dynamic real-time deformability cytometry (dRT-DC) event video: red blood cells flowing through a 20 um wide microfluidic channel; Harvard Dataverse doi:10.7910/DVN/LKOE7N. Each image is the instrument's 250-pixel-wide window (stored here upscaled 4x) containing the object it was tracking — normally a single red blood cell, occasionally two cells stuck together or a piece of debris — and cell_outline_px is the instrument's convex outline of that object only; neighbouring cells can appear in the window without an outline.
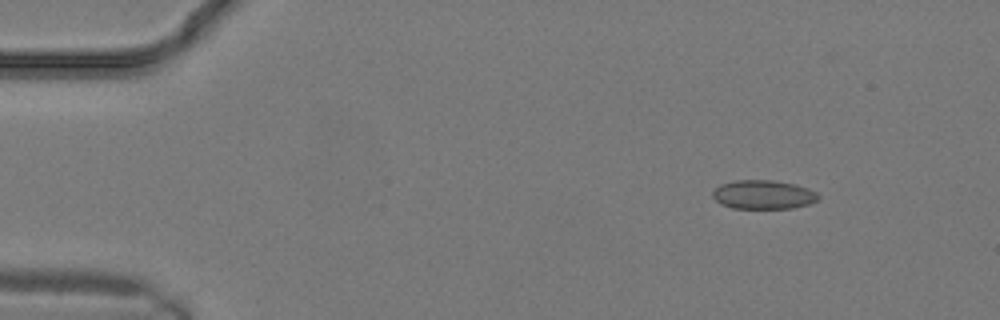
{"species": "common noctule bat (a hibernating species)", "species_latin": "Nyctalus noctula", "temperature_condition": "warm", "stored_images_in_passage": 9, "camera_frame_rate_fps": 3000, "um_per_image_px": 0.085, "animal": {"sex": "male", "body_mass_g": 19.2, "forearm_length_mm": 51.8}, "frame": {"image": 1, "passage_image": 1, "time_ms": 0.0, "image_size_px": [1000, 320], "cell_outline_px": [[820, 196], [812, 204], [792, 208], [732, 208], [720, 204], [712, 196], [712, 192], [720, 184], [736, 180], [772, 180], [796, 184], [808, 188], [816, 192]], "centroid_in_image_um": [64.89, 16.54], "position_along_channel_um": 20.1, "area_um2": 17.92}}
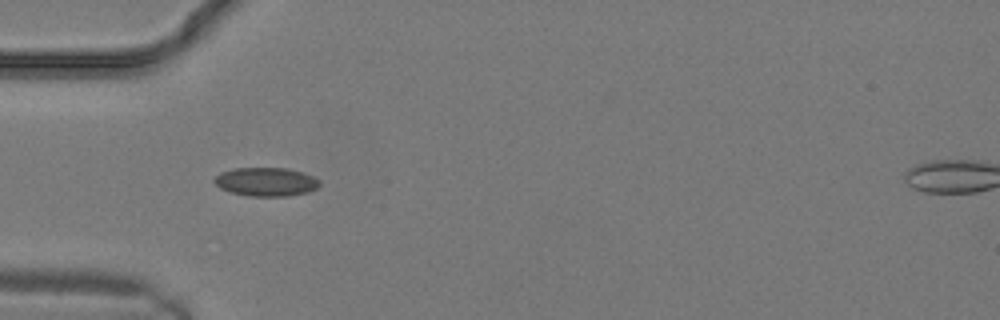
{"frame": {"image": 2, "passage_image": 6, "time_ms": 1.667, "image_size_px": [1000, 320], "cell_outline_px": [[320, 184], [316, 188], [308, 192], [288, 196], [248, 196], [232, 192], [220, 188], [212, 180], [220, 172], [236, 168], [288, 168], [312, 176], [320, 180]], "centroid_in_image_um": [22.6, 15.45], "position_along_channel_um": 62.4, "area_um2": 17.51}}
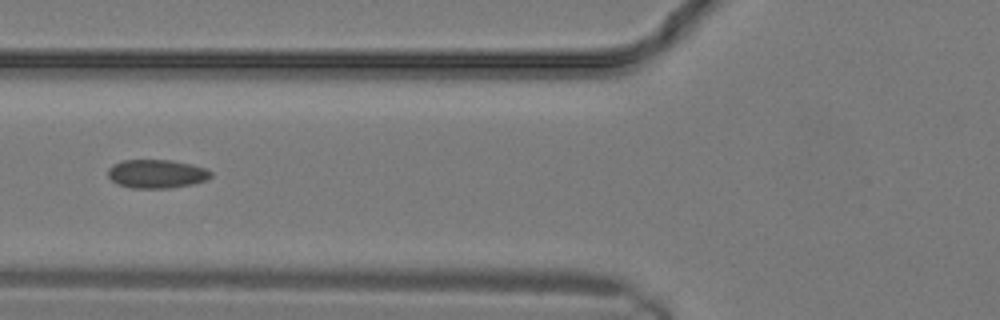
{"frame": {"image": 3, "passage_image": 8, "time_ms": 2.333, "image_size_px": [1000, 320], "cell_outline_px": [[212, 176], [208, 180], [192, 184], [172, 188], [132, 188], [116, 184], [108, 176], [108, 168], [112, 164], [124, 160], [172, 160], [192, 164], [208, 168], [212, 172]], "centroid_in_image_um": [13.34, 14.77], "position_along_channel_um": 112.5, "area_um2": 17.46}}